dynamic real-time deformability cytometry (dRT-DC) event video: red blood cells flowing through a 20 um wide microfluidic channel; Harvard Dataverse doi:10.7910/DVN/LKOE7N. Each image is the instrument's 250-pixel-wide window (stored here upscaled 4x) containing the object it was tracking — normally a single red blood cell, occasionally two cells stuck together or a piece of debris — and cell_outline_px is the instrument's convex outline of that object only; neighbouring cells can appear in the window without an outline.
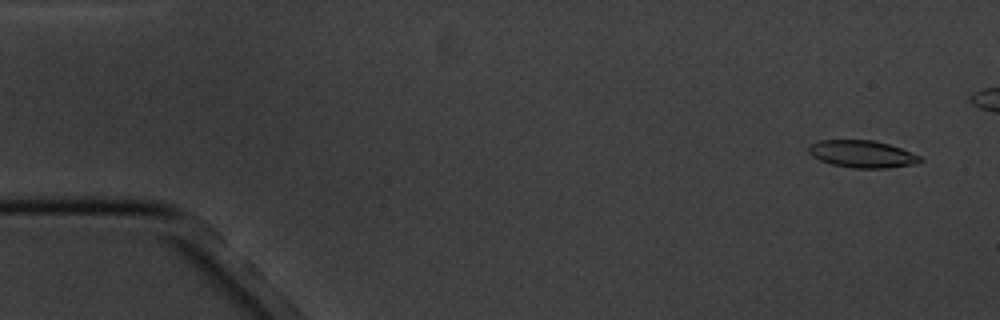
{"species": "common noctule bat (a hibernating species)", "species_latin": "Nyctalus noctula", "temperature_condition": "cold", "stored_images_in_passage": 5, "camera_frame_rate_fps": 3000, "um_per_image_px": 0.085, "animal": {"sex": "male", "body_mass_g": 20.1, "forearm_length_mm": 53.5}, "frame": {"image": 1, "passage_image": 1, "time_ms": 0.0, "image_size_px": [1000, 320], "cell_outline_px": [[924, 160], [916, 164], [888, 168], [852, 168], [832, 164], [820, 160], [812, 156], [808, 152], [808, 148], [812, 144], [820, 140], [876, 140], [900, 148], [920, 156]], "centroid_in_image_um": [73.3, 13.1], "position_along_channel_um": 11.7, "area_um2": 17.69}}